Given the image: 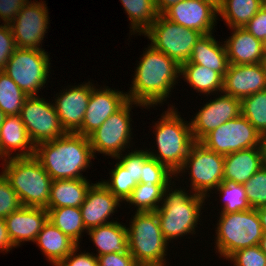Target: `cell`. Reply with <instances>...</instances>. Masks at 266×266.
Instances as JSON below:
<instances>
[{"mask_svg":"<svg viewBox=\"0 0 266 266\" xmlns=\"http://www.w3.org/2000/svg\"><path fill=\"white\" fill-rule=\"evenodd\" d=\"M46 99L41 95L28 96L20 112L22 122L35 146L67 133L61 125L53 101Z\"/></svg>","mask_w":266,"mask_h":266,"instance_id":"obj_12","label":"cell"},{"mask_svg":"<svg viewBox=\"0 0 266 266\" xmlns=\"http://www.w3.org/2000/svg\"><path fill=\"white\" fill-rule=\"evenodd\" d=\"M129 20V37L142 35L156 20L158 13L154 0H119Z\"/></svg>","mask_w":266,"mask_h":266,"instance_id":"obj_30","label":"cell"},{"mask_svg":"<svg viewBox=\"0 0 266 266\" xmlns=\"http://www.w3.org/2000/svg\"><path fill=\"white\" fill-rule=\"evenodd\" d=\"M243 28L264 43L266 40V9L261 8Z\"/></svg>","mask_w":266,"mask_h":266,"instance_id":"obj_45","label":"cell"},{"mask_svg":"<svg viewBox=\"0 0 266 266\" xmlns=\"http://www.w3.org/2000/svg\"><path fill=\"white\" fill-rule=\"evenodd\" d=\"M5 116H6L5 113L0 108V127L4 121Z\"/></svg>","mask_w":266,"mask_h":266,"instance_id":"obj_55","label":"cell"},{"mask_svg":"<svg viewBox=\"0 0 266 266\" xmlns=\"http://www.w3.org/2000/svg\"><path fill=\"white\" fill-rule=\"evenodd\" d=\"M261 8L260 0H223L218 17L228 28L243 27Z\"/></svg>","mask_w":266,"mask_h":266,"instance_id":"obj_32","label":"cell"},{"mask_svg":"<svg viewBox=\"0 0 266 266\" xmlns=\"http://www.w3.org/2000/svg\"><path fill=\"white\" fill-rule=\"evenodd\" d=\"M261 2V7L266 9V0H260Z\"/></svg>","mask_w":266,"mask_h":266,"instance_id":"obj_56","label":"cell"},{"mask_svg":"<svg viewBox=\"0 0 266 266\" xmlns=\"http://www.w3.org/2000/svg\"><path fill=\"white\" fill-rule=\"evenodd\" d=\"M90 241L95 245L96 257L109 253H130L126 224L113 221L87 231Z\"/></svg>","mask_w":266,"mask_h":266,"instance_id":"obj_25","label":"cell"},{"mask_svg":"<svg viewBox=\"0 0 266 266\" xmlns=\"http://www.w3.org/2000/svg\"><path fill=\"white\" fill-rule=\"evenodd\" d=\"M12 244L19 248L25 242H35L48 220L46 208L21 206L4 218Z\"/></svg>","mask_w":266,"mask_h":266,"instance_id":"obj_21","label":"cell"},{"mask_svg":"<svg viewBox=\"0 0 266 266\" xmlns=\"http://www.w3.org/2000/svg\"><path fill=\"white\" fill-rule=\"evenodd\" d=\"M218 216L213 244L219 258L226 260L237 250L259 245L263 230L256 209L219 213Z\"/></svg>","mask_w":266,"mask_h":266,"instance_id":"obj_6","label":"cell"},{"mask_svg":"<svg viewBox=\"0 0 266 266\" xmlns=\"http://www.w3.org/2000/svg\"><path fill=\"white\" fill-rule=\"evenodd\" d=\"M92 184L87 178L52 180L47 208H80Z\"/></svg>","mask_w":266,"mask_h":266,"instance_id":"obj_28","label":"cell"},{"mask_svg":"<svg viewBox=\"0 0 266 266\" xmlns=\"http://www.w3.org/2000/svg\"><path fill=\"white\" fill-rule=\"evenodd\" d=\"M28 96L3 71H0V108L6 116L20 115Z\"/></svg>","mask_w":266,"mask_h":266,"instance_id":"obj_35","label":"cell"},{"mask_svg":"<svg viewBox=\"0 0 266 266\" xmlns=\"http://www.w3.org/2000/svg\"><path fill=\"white\" fill-rule=\"evenodd\" d=\"M48 4L43 0L27 2L10 24L17 48L38 49L49 31Z\"/></svg>","mask_w":266,"mask_h":266,"instance_id":"obj_14","label":"cell"},{"mask_svg":"<svg viewBox=\"0 0 266 266\" xmlns=\"http://www.w3.org/2000/svg\"><path fill=\"white\" fill-rule=\"evenodd\" d=\"M115 161V166L109 171L110 178L106 180L101 178V182L124 203L138 183L117 159Z\"/></svg>","mask_w":266,"mask_h":266,"instance_id":"obj_37","label":"cell"},{"mask_svg":"<svg viewBox=\"0 0 266 266\" xmlns=\"http://www.w3.org/2000/svg\"><path fill=\"white\" fill-rule=\"evenodd\" d=\"M214 193L217 195L219 194V201L222 202L220 209H218V213H234L251 209L243 184L223 180V182L206 197V200L210 201V196Z\"/></svg>","mask_w":266,"mask_h":266,"instance_id":"obj_33","label":"cell"},{"mask_svg":"<svg viewBox=\"0 0 266 266\" xmlns=\"http://www.w3.org/2000/svg\"><path fill=\"white\" fill-rule=\"evenodd\" d=\"M162 15L185 28L199 31L203 35L214 33L218 10L202 0H182L167 8Z\"/></svg>","mask_w":266,"mask_h":266,"instance_id":"obj_18","label":"cell"},{"mask_svg":"<svg viewBox=\"0 0 266 266\" xmlns=\"http://www.w3.org/2000/svg\"><path fill=\"white\" fill-rule=\"evenodd\" d=\"M15 40L10 25L0 24V71L4 70L6 64L16 49Z\"/></svg>","mask_w":266,"mask_h":266,"instance_id":"obj_43","label":"cell"},{"mask_svg":"<svg viewBox=\"0 0 266 266\" xmlns=\"http://www.w3.org/2000/svg\"><path fill=\"white\" fill-rule=\"evenodd\" d=\"M261 250L266 254V233H263V236L259 242Z\"/></svg>","mask_w":266,"mask_h":266,"instance_id":"obj_53","label":"cell"},{"mask_svg":"<svg viewBox=\"0 0 266 266\" xmlns=\"http://www.w3.org/2000/svg\"><path fill=\"white\" fill-rule=\"evenodd\" d=\"M264 48H265V50H266V40H265V42H264Z\"/></svg>","mask_w":266,"mask_h":266,"instance_id":"obj_58","label":"cell"},{"mask_svg":"<svg viewBox=\"0 0 266 266\" xmlns=\"http://www.w3.org/2000/svg\"><path fill=\"white\" fill-rule=\"evenodd\" d=\"M50 60L47 51L16 48L3 71L27 96H39L50 82Z\"/></svg>","mask_w":266,"mask_h":266,"instance_id":"obj_10","label":"cell"},{"mask_svg":"<svg viewBox=\"0 0 266 266\" xmlns=\"http://www.w3.org/2000/svg\"><path fill=\"white\" fill-rule=\"evenodd\" d=\"M80 247L82 248L77 245L57 266H98L97 257L93 252H82Z\"/></svg>","mask_w":266,"mask_h":266,"instance_id":"obj_44","label":"cell"},{"mask_svg":"<svg viewBox=\"0 0 266 266\" xmlns=\"http://www.w3.org/2000/svg\"><path fill=\"white\" fill-rule=\"evenodd\" d=\"M178 110L177 107H168L160 114L158 121L151 127L156 138L153 143L155 145L152 146L154 149L146 147L151 157L175 174L182 167L191 146L195 143L190 121L182 118Z\"/></svg>","mask_w":266,"mask_h":266,"instance_id":"obj_4","label":"cell"},{"mask_svg":"<svg viewBox=\"0 0 266 266\" xmlns=\"http://www.w3.org/2000/svg\"><path fill=\"white\" fill-rule=\"evenodd\" d=\"M243 185L251 208L266 206V166L261 167Z\"/></svg>","mask_w":266,"mask_h":266,"instance_id":"obj_38","label":"cell"},{"mask_svg":"<svg viewBox=\"0 0 266 266\" xmlns=\"http://www.w3.org/2000/svg\"><path fill=\"white\" fill-rule=\"evenodd\" d=\"M142 148L138 149L137 147L131 149V152L128 150L125 154L122 153L114 158L117 159L127 171H129L130 175L137 183H140L142 178L143 164L150 157L146 148Z\"/></svg>","mask_w":266,"mask_h":266,"instance_id":"obj_40","label":"cell"},{"mask_svg":"<svg viewBox=\"0 0 266 266\" xmlns=\"http://www.w3.org/2000/svg\"><path fill=\"white\" fill-rule=\"evenodd\" d=\"M26 3V0H0V23L10 25Z\"/></svg>","mask_w":266,"mask_h":266,"instance_id":"obj_46","label":"cell"},{"mask_svg":"<svg viewBox=\"0 0 266 266\" xmlns=\"http://www.w3.org/2000/svg\"><path fill=\"white\" fill-rule=\"evenodd\" d=\"M126 227L129 252L134 261L168 266L169 259L166 256H168L170 244L161 232L155 211L134 212Z\"/></svg>","mask_w":266,"mask_h":266,"instance_id":"obj_7","label":"cell"},{"mask_svg":"<svg viewBox=\"0 0 266 266\" xmlns=\"http://www.w3.org/2000/svg\"><path fill=\"white\" fill-rule=\"evenodd\" d=\"M144 50L138 58L140 61H136L130 89L126 92L128 100L145 108L155 109L165 103L167 107H176L169 104L167 98H171L175 85L181 83V66L150 44Z\"/></svg>","mask_w":266,"mask_h":266,"instance_id":"obj_1","label":"cell"},{"mask_svg":"<svg viewBox=\"0 0 266 266\" xmlns=\"http://www.w3.org/2000/svg\"><path fill=\"white\" fill-rule=\"evenodd\" d=\"M180 76L196 93L204 97L206 95L207 100L211 95L222 92L223 77L218 72L202 65L184 63L181 65Z\"/></svg>","mask_w":266,"mask_h":266,"instance_id":"obj_29","label":"cell"},{"mask_svg":"<svg viewBox=\"0 0 266 266\" xmlns=\"http://www.w3.org/2000/svg\"><path fill=\"white\" fill-rule=\"evenodd\" d=\"M0 165L22 206L47 208L52 178L34 156L5 159Z\"/></svg>","mask_w":266,"mask_h":266,"instance_id":"obj_5","label":"cell"},{"mask_svg":"<svg viewBox=\"0 0 266 266\" xmlns=\"http://www.w3.org/2000/svg\"><path fill=\"white\" fill-rule=\"evenodd\" d=\"M34 244L38 246L52 266H57L77 246L50 220L44 224Z\"/></svg>","mask_w":266,"mask_h":266,"instance_id":"obj_27","label":"cell"},{"mask_svg":"<svg viewBox=\"0 0 266 266\" xmlns=\"http://www.w3.org/2000/svg\"><path fill=\"white\" fill-rule=\"evenodd\" d=\"M155 6L158 14H162L171 5L176 4L182 0H154Z\"/></svg>","mask_w":266,"mask_h":266,"instance_id":"obj_49","label":"cell"},{"mask_svg":"<svg viewBox=\"0 0 266 266\" xmlns=\"http://www.w3.org/2000/svg\"><path fill=\"white\" fill-rule=\"evenodd\" d=\"M34 153L35 145L20 115L5 116L0 127V160L31 157Z\"/></svg>","mask_w":266,"mask_h":266,"instance_id":"obj_22","label":"cell"},{"mask_svg":"<svg viewBox=\"0 0 266 266\" xmlns=\"http://www.w3.org/2000/svg\"><path fill=\"white\" fill-rule=\"evenodd\" d=\"M46 210L48 211V220L79 245L83 239L82 237H85L84 234H87L80 208L59 207L46 208Z\"/></svg>","mask_w":266,"mask_h":266,"instance_id":"obj_31","label":"cell"},{"mask_svg":"<svg viewBox=\"0 0 266 266\" xmlns=\"http://www.w3.org/2000/svg\"><path fill=\"white\" fill-rule=\"evenodd\" d=\"M262 135L240 114L212 130L201 141L207 149L221 155L261 147Z\"/></svg>","mask_w":266,"mask_h":266,"instance_id":"obj_13","label":"cell"},{"mask_svg":"<svg viewBox=\"0 0 266 266\" xmlns=\"http://www.w3.org/2000/svg\"><path fill=\"white\" fill-rule=\"evenodd\" d=\"M203 2L209 3L212 5L214 8L219 10L222 6L223 0H202Z\"/></svg>","mask_w":266,"mask_h":266,"instance_id":"obj_51","label":"cell"},{"mask_svg":"<svg viewBox=\"0 0 266 266\" xmlns=\"http://www.w3.org/2000/svg\"><path fill=\"white\" fill-rule=\"evenodd\" d=\"M95 182L91 185L85 201L80 206L83 224L87 231L100 225L117 221L119 218L112 217L118 212V207L122 209L120 206L123 203L101 181Z\"/></svg>","mask_w":266,"mask_h":266,"instance_id":"obj_19","label":"cell"},{"mask_svg":"<svg viewBox=\"0 0 266 266\" xmlns=\"http://www.w3.org/2000/svg\"><path fill=\"white\" fill-rule=\"evenodd\" d=\"M262 63H263L264 68L266 69V50H265V54H264Z\"/></svg>","mask_w":266,"mask_h":266,"instance_id":"obj_57","label":"cell"},{"mask_svg":"<svg viewBox=\"0 0 266 266\" xmlns=\"http://www.w3.org/2000/svg\"><path fill=\"white\" fill-rule=\"evenodd\" d=\"M16 248L9 237L4 218H0V253L7 254Z\"/></svg>","mask_w":266,"mask_h":266,"instance_id":"obj_48","label":"cell"},{"mask_svg":"<svg viewBox=\"0 0 266 266\" xmlns=\"http://www.w3.org/2000/svg\"><path fill=\"white\" fill-rule=\"evenodd\" d=\"M223 174L224 155L207 149L200 142H195L191 146L182 167L175 174V178H177L175 181L182 183L189 177L185 183L187 182V185L190 182V184L186 187H189L193 193L207 197L223 182Z\"/></svg>","mask_w":266,"mask_h":266,"instance_id":"obj_8","label":"cell"},{"mask_svg":"<svg viewBox=\"0 0 266 266\" xmlns=\"http://www.w3.org/2000/svg\"><path fill=\"white\" fill-rule=\"evenodd\" d=\"M99 86L96 83L91 90L84 120L75 132L77 134L88 137L128 101L127 93L123 90Z\"/></svg>","mask_w":266,"mask_h":266,"instance_id":"obj_16","label":"cell"},{"mask_svg":"<svg viewBox=\"0 0 266 266\" xmlns=\"http://www.w3.org/2000/svg\"><path fill=\"white\" fill-rule=\"evenodd\" d=\"M168 186L138 183L124 204L128 205V208L134 206V212L157 211L163 201L164 189Z\"/></svg>","mask_w":266,"mask_h":266,"instance_id":"obj_34","label":"cell"},{"mask_svg":"<svg viewBox=\"0 0 266 266\" xmlns=\"http://www.w3.org/2000/svg\"><path fill=\"white\" fill-rule=\"evenodd\" d=\"M135 106L142 110H150V108H145L141 104L128 100L119 110L108 117L98 129L88 136L96 159V153L114 159L128 151L130 147L132 149L133 145H135V142L133 143L132 141L134 139L132 132V123L134 121L131 118L133 116L132 109Z\"/></svg>","mask_w":266,"mask_h":266,"instance_id":"obj_9","label":"cell"},{"mask_svg":"<svg viewBox=\"0 0 266 266\" xmlns=\"http://www.w3.org/2000/svg\"><path fill=\"white\" fill-rule=\"evenodd\" d=\"M214 35H202L195 43L191 57L186 63L202 65L224 77L229 66L227 51L224 41L216 40Z\"/></svg>","mask_w":266,"mask_h":266,"instance_id":"obj_26","label":"cell"},{"mask_svg":"<svg viewBox=\"0 0 266 266\" xmlns=\"http://www.w3.org/2000/svg\"><path fill=\"white\" fill-rule=\"evenodd\" d=\"M241 114L262 136L266 135V90L243 98Z\"/></svg>","mask_w":266,"mask_h":266,"instance_id":"obj_36","label":"cell"},{"mask_svg":"<svg viewBox=\"0 0 266 266\" xmlns=\"http://www.w3.org/2000/svg\"><path fill=\"white\" fill-rule=\"evenodd\" d=\"M131 266H159L153 263H148V262H134Z\"/></svg>","mask_w":266,"mask_h":266,"instance_id":"obj_54","label":"cell"},{"mask_svg":"<svg viewBox=\"0 0 266 266\" xmlns=\"http://www.w3.org/2000/svg\"><path fill=\"white\" fill-rule=\"evenodd\" d=\"M198 111L189 118L192 136L200 142L212 130L241 114V100L223 92L213 94ZM216 96V97H215Z\"/></svg>","mask_w":266,"mask_h":266,"instance_id":"obj_15","label":"cell"},{"mask_svg":"<svg viewBox=\"0 0 266 266\" xmlns=\"http://www.w3.org/2000/svg\"><path fill=\"white\" fill-rule=\"evenodd\" d=\"M261 147L263 150L264 166H266V135H263V137H262Z\"/></svg>","mask_w":266,"mask_h":266,"instance_id":"obj_52","label":"cell"},{"mask_svg":"<svg viewBox=\"0 0 266 266\" xmlns=\"http://www.w3.org/2000/svg\"><path fill=\"white\" fill-rule=\"evenodd\" d=\"M34 157L52 180L88 178L82 172L90 169L96 159L89 138L70 132L36 145Z\"/></svg>","mask_w":266,"mask_h":266,"instance_id":"obj_2","label":"cell"},{"mask_svg":"<svg viewBox=\"0 0 266 266\" xmlns=\"http://www.w3.org/2000/svg\"><path fill=\"white\" fill-rule=\"evenodd\" d=\"M174 181L164 189L163 201L157 211L161 232L169 243L194 235L202 226V213L207 207L206 197L193 193ZM176 188V189H175ZM188 189V190H187ZM205 207V208H204ZM197 230V231H196ZM187 235V236H186ZM172 241V242H171Z\"/></svg>","mask_w":266,"mask_h":266,"instance_id":"obj_3","label":"cell"},{"mask_svg":"<svg viewBox=\"0 0 266 266\" xmlns=\"http://www.w3.org/2000/svg\"><path fill=\"white\" fill-rule=\"evenodd\" d=\"M173 179H176L175 173L153 157L150 156L144 162L140 183L170 185L174 181Z\"/></svg>","mask_w":266,"mask_h":266,"instance_id":"obj_39","label":"cell"},{"mask_svg":"<svg viewBox=\"0 0 266 266\" xmlns=\"http://www.w3.org/2000/svg\"><path fill=\"white\" fill-rule=\"evenodd\" d=\"M21 206L18 195L0 172V218L8 217Z\"/></svg>","mask_w":266,"mask_h":266,"instance_id":"obj_42","label":"cell"},{"mask_svg":"<svg viewBox=\"0 0 266 266\" xmlns=\"http://www.w3.org/2000/svg\"><path fill=\"white\" fill-rule=\"evenodd\" d=\"M225 261L234 264L233 266H266V254L256 245L237 250Z\"/></svg>","mask_w":266,"mask_h":266,"instance_id":"obj_41","label":"cell"},{"mask_svg":"<svg viewBox=\"0 0 266 266\" xmlns=\"http://www.w3.org/2000/svg\"><path fill=\"white\" fill-rule=\"evenodd\" d=\"M263 166L262 147L232 152L224 156L223 180L244 184Z\"/></svg>","mask_w":266,"mask_h":266,"instance_id":"obj_24","label":"cell"},{"mask_svg":"<svg viewBox=\"0 0 266 266\" xmlns=\"http://www.w3.org/2000/svg\"><path fill=\"white\" fill-rule=\"evenodd\" d=\"M68 86L61 88L62 90L54 95L52 101L64 130L75 133L82 125L91 90L95 84L90 79L88 82Z\"/></svg>","mask_w":266,"mask_h":266,"instance_id":"obj_17","label":"cell"},{"mask_svg":"<svg viewBox=\"0 0 266 266\" xmlns=\"http://www.w3.org/2000/svg\"><path fill=\"white\" fill-rule=\"evenodd\" d=\"M142 35L150 40L152 47L173 58L181 66L189 61L195 43L203 34L158 14L156 20Z\"/></svg>","mask_w":266,"mask_h":266,"instance_id":"obj_11","label":"cell"},{"mask_svg":"<svg viewBox=\"0 0 266 266\" xmlns=\"http://www.w3.org/2000/svg\"><path fill=\"white\" fill-rule=\"evenodd\" d=\"M256 210L261 222L263 233H266V206L259 207Z\"/></svg>","mask_w":266,"mask_h":266,"instance_id":"obj_50","label":"cell"},{"mask_svg":"<svg viewBox=\"0 0 266 266\" xmlns=\"http://www.w3.org/2000/svg\"><path fill=\"white\" fill-rule=\"evenodd\" d=\"M231 35L224 39L229 64L246 65L262 63L264 43L243 27L228 28Z\"/></svg>","mask_w":266,"mask_h":266,"instance_id":"obj_23","label":"cell"},{"mask_svg":"<svg viewBox=\"0 0 266 266\" xmlns=\"http://www.w3.org/2000/svg\"><path fill=\"white\" fill-rule=\"evenodd\" d=\"M263 90H266V69L263 63L229 64L223 77V93L242 100Z\"/></svg>","mask_w":266,"mask_h":266,"instance_id":"obj_20","label":"cell"},{"mask_svg":"<svg viewBox=\"0 0 266 266\" xmlns=\"http://www.w3.org/2000/svg\"><path fill=\"white\" fill-rule=\"evenodd\" d=\"M98 266H131L135 261L130 253H109L97 256Z\"/></svg>","mask_w":266,"mask_h":266,"instance_id":"obj_47","label":"cell"}]
</instances>
